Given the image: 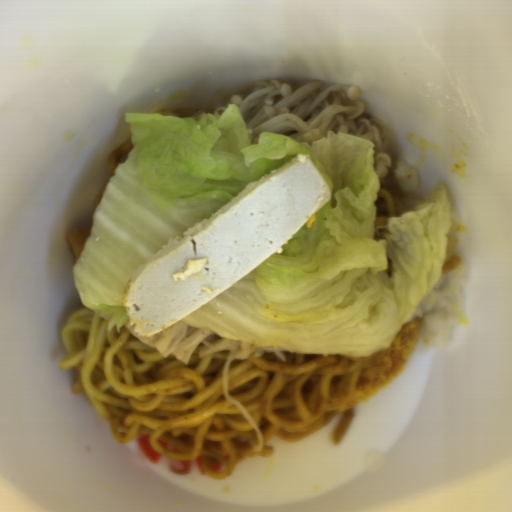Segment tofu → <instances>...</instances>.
Here are the masks:
<instances>
[{
  "label": "tofu",
  "instance_id": "tofu-1",
  "mask_svg": "<svg viewBox=\"0 0 512 512\" xmlns=\"http://www.w3.org/2000/svg\"><path fill=\"white\" fill-rule=\"evenodd\" d=\"M331 194L311 157L299 153L247 183L126 280L122 301L134 332L149 338L165 331L232 287L296 235Z\"/></svg>",
  "mask_w": 512,
  "mask_h": 512
}]
</instances>
